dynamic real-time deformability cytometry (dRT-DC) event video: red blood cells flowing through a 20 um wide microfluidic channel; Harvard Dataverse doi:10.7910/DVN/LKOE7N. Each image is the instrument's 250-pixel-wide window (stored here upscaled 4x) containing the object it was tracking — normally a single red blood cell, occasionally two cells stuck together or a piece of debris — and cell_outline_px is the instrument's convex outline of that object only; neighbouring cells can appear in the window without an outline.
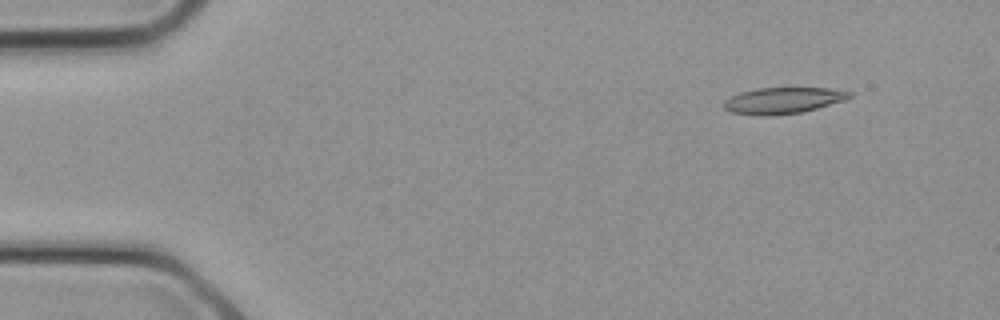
{"species": "common noctule bat (a hibernating species)", "species_latin": "Nyctalus noctula", "temperature_condition": "cold", "stored_images_in_passage": 11, "camera_frame_rate_fps": 3000, "um_per_image_px": 0.085, "animal": {"sex": "female", "body_mass_g": 21.9}, "frame": {"image": 1, "passage_image": 3, "time_ms": 0.667, "image_size_px": [1000, 320], "cell_outline_px": [[852, 96], [844, 100], [816, 108], [800, 112], [772, 116], [756, 116], [732, 112], [724, 108], [724, 100], [740, 92], [756, 88], [828, 88], [852, 92]], "centroid_in_image_um": [66.52, 8.54], "position_along_channel_um": 18.5, "area_um2": 19.13}}
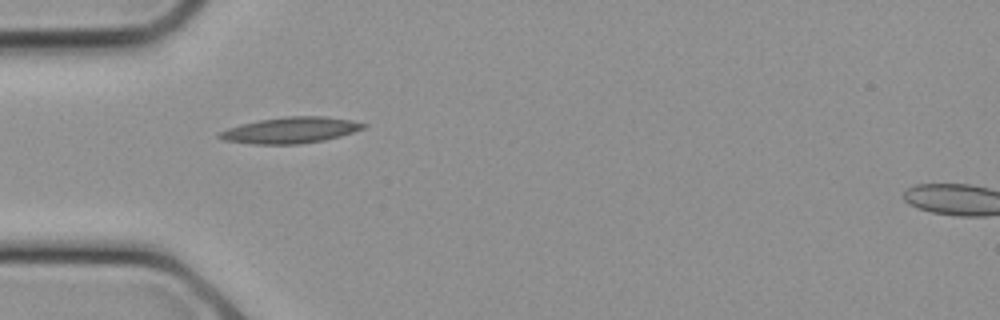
{"frame": {"image": 2, "passage_image": 8, "time_ms": 2.333, "image_size_px": [1000, 320], "cell_outline_px": [[368, 124], [364, 128], [340, 136], [324, 140], [300, 144], [252, 144], [224, 140], [216, 136], [216, 132], [240, 124], [260, 120], [288, 116], [324, 116], [352, 120]], "centroid_in_image_um": [24.67, 11.06], "position_along_channel_um": 60.3, "area_um2": 21.91}}
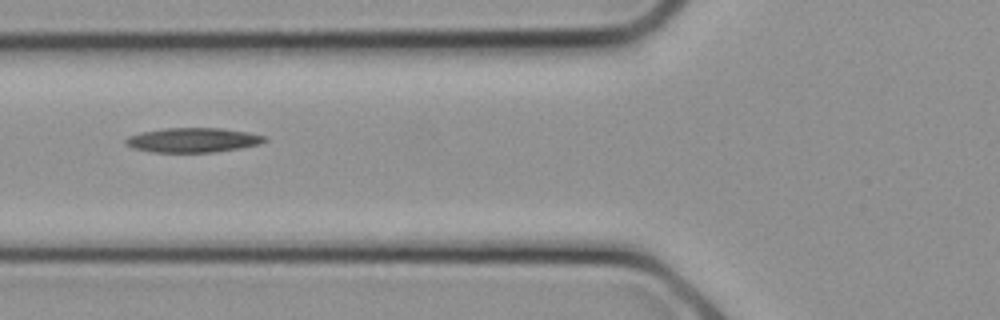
{"frame": {"image": 3, "passage_image": 10, "time_ms": 3.0, "image_size_px": [1000, 320], "cell_outline_px": [[268, 140], [260, 144], [240, 148], [212, 152], [152, 152], [132, 148], [124, 144], [124, 140], [128, 136], [140, 132], [168, 128], [220, 128], [244, 132], [264, 136]], "centroid_in_image_um": [16.34, 11.91], "position_along_channel_um": 109.5, "area_um2": 19.77}}